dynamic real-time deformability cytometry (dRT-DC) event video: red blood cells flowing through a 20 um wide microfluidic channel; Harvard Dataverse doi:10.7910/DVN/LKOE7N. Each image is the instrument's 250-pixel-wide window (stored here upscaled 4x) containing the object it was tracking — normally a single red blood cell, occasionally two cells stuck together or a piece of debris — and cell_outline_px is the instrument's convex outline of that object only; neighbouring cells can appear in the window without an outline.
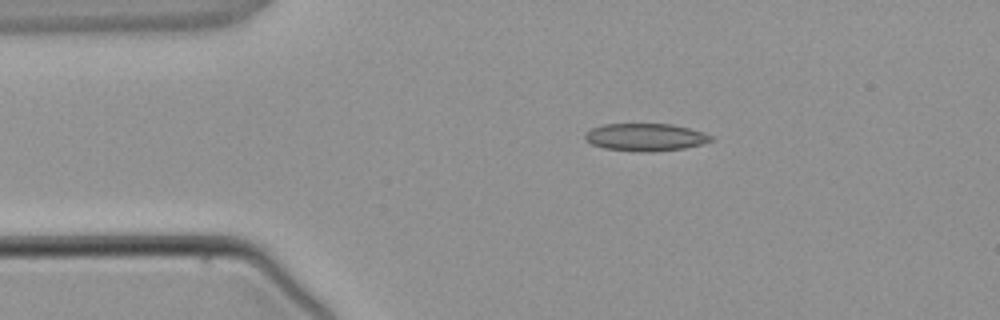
{"species": "common noctule bat (a hibernating species)", "species_latin": "Nyctalus noctula", "temperature_condition": "warm", "stored_images_in_passage": 2, "camera_frame_rate_fps": 3000, "um_per_image_px": 0.085, "animal": {"sex": "male", "body_mass_g": 21.5, "forearm_length_mm": 52.0}, "frame": {"image": 1, "passage_image": 2, "time_ms": 1.333, "image_size_px": [1000, 320], "cell_outline_px": [[712, 140], [700, 144], [684, 148], [652, 152], [640, 152], [604, 148], [592, 144], [584, 140], [584, 136], [592, 128], [604, 124], [672, 124], [704, 132], [712, 136]], "centroid_in_image_um": [54.85, 11.66], "position_along_channel_um": 30.2, "area_um2": 20.11}}